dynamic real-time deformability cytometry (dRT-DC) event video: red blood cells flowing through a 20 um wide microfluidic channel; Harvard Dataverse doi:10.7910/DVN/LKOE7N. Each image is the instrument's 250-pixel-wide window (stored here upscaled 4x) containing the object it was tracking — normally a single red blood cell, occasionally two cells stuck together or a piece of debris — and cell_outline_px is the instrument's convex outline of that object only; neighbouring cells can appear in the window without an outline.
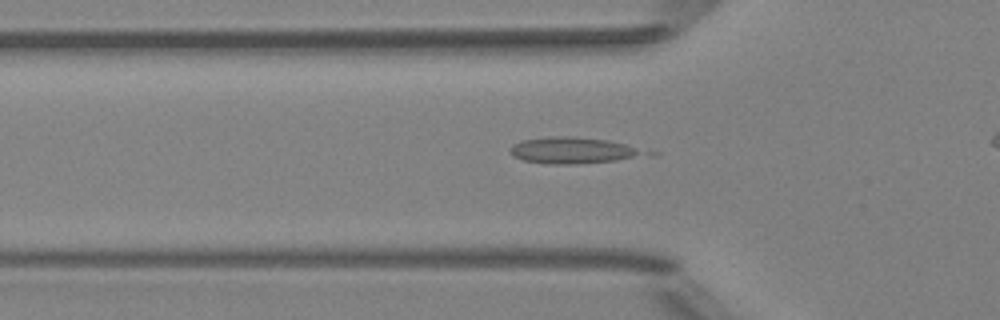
{"species": "Egyptian fruit bat (a non-hibernating species)", "species_latin": "Rousettus aegyptiacus", "temperature_condition": "room temperature", "stored_images_in_passage": 36, "camera_frame_rate_fps": 3000, "um_per_image_px": 0.085, "animal": {"sex": "female"}, "frame": {"image": 1, "passage_image": 11, "time_ms": 3.333, "image_size_px": [1000, 320], "cell_outline_px": [[640, 152], [632, 156], [616, 160], [576, 164], [544, 164], [524, 160], [512, 156], [508, 152], [508, 148], [512, 144], [520, 140], [548, 136], [576, 136], [608, 140], [624, 144], [636, 148]], "centroid_in_image_um": [48.43, 12.76], "position_along_channel_um": 77.4, "area_um2": 20.29}}
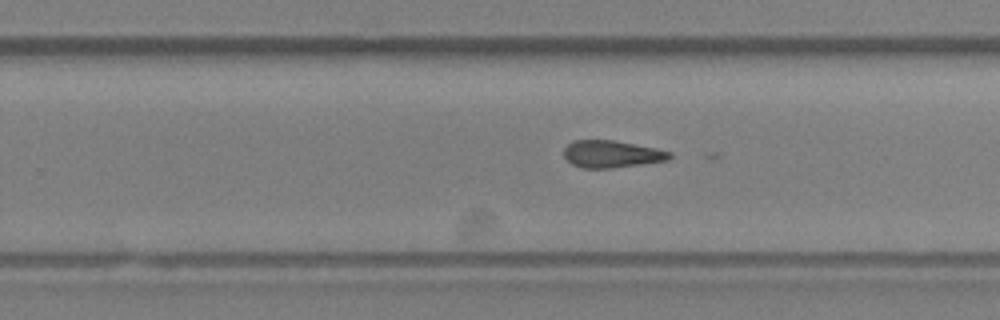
{"frame": {"image": 2, "passage_image": 26, "time_ms": 8.333, "image_size_px": [1000, 320], "cell_outline_px": [[672, 156], [668, 160], [612, 168], [584, 168], [572, 164], [564, 156], [564, 148], [572, 140], [616, 140], [672, 152]], "centroid_in_image_um": [51.97, 13.09], "position_along_channel_um": 277.8, "area_um2": 16.65}}
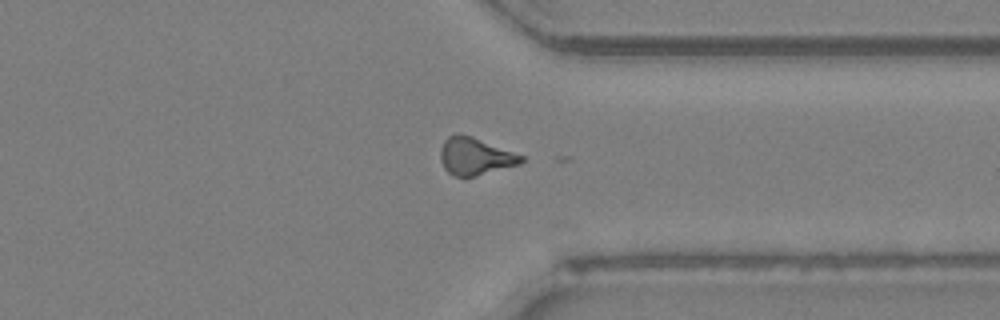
{"frame": {"image": 3, "passage_image": 33, "time_ms": 10.667, "image_size_px": [1000, 320], "cell_outline_px": [[524, 160], [520, 164], [472, 176], [452, 176], [444, 168], [440, 160], [440, 148], [444, 140], [448, 136], [456, 132], [472, 136], [524, 156]], "centroid_in_image_um": [40.34, 13.26], "position_along_channel_um": 371.1, "area_um2": 17.51}}